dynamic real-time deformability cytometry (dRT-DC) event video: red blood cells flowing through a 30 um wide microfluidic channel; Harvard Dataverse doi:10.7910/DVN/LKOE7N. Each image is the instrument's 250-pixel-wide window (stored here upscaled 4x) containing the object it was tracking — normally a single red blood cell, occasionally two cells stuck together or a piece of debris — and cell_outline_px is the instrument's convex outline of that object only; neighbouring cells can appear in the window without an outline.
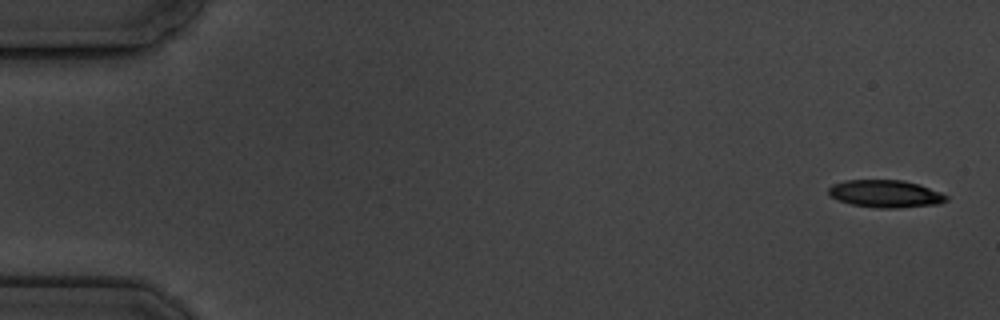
{"species": "common noctule bat (a hibernating species)", "species_latin": "Nyctalus noctula", "temperature_condition": "cold", "stored_images_in_passage": 5, "camera_frame_rate_fps": 3000, "um_per_image_px": 0.085, "animal": {"sex": "male", "body_mass_g": 19.5, "forearm_length_mm": 54.6}, "frame": {"image": 1, "passage_image": 1, "time_ms": 0.0, "image_size_px": [1000, 320], "cell_outline_px": [[948, 200], [940, 204], [900, 208], [876, 208], [852, 204], [840, 200], [832, 196], [828, 192], [828, 188], [832, 184], [844, 180], [904, 180], [920, 184], [940, 192], [948, 196]], "centroid_in_image_um": [75.3, 16.47], "position_along_channel_um": 9.7, "area_um2": 18.96}}
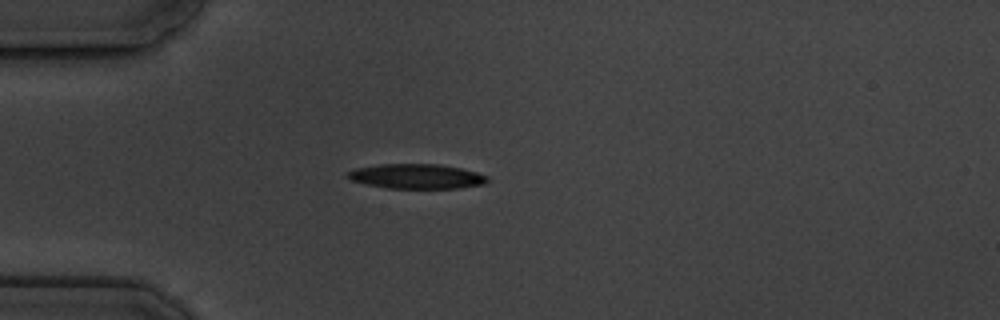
{"frame": {"image": 2, "passage_image": 5, "time_ms": 4.667, "image_size_px": [1000, 320], "cell_outline_px": [[488, 180], [484, 184], [460, 188], [388, 188], [368, 184], [352, 180], [344, 176], [348, 172], [356, 168], [380, 164], [440, 164], [460, 168], [476, 172], [488, 176]], "centroid_in_image_um": [35.42, 14.98], "position_along_channel_um": 49.6, "area_um2": 20.06}}